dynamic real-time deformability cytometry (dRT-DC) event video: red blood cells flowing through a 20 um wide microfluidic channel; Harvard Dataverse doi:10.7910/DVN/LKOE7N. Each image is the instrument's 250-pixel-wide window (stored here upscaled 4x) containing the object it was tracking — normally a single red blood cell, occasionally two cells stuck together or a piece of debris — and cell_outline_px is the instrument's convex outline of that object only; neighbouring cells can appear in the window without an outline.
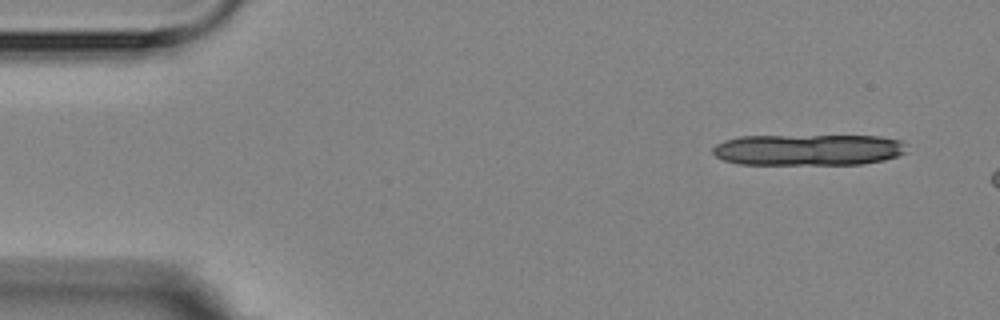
{"species": "Egyptian fruit bat (a non-hibernating species)", "species_latin": "Rousettus aegyptiacus", "temperature_condition": "room temperature", "stored_images_in_passage": 4, "camera_frame_rate_fps": 3000, "um_per_image_px": 0.085, "animal": {"sex": "female"}, "frame": {"image": 1, "passage_image": 1, "time_ms": 0.0, "image_size_px": [1000, 320], "cell_outline_px": [[908, 152], [884, 160], [864, 164], [736, 164], [724, 160], [716, 156], [712, 152], [712, 148], [716, 144], [724, 140], [740, 136], [880, 136], [900, 140], [904, 144]], "centroid_in_image_um": [68.7, 12.73], "position_along_channel_um": 16.3, "area_um2": 35.49}}